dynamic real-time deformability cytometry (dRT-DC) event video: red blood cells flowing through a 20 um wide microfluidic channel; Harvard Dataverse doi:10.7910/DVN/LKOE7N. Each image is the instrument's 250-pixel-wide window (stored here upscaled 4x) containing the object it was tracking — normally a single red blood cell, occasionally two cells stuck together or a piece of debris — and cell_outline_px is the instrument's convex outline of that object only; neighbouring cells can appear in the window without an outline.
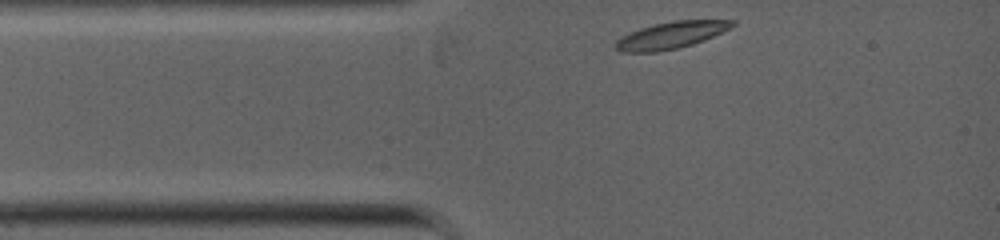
{"species": "common noctule bat (a hibernating species)", "species_latin": "Nyctalus noctula", "temperature_condition": "warm", "stored_images_in_passage": 54, "camera_frame_rate_fps": 5000, "um_per_image_px": 0.085, "animal": {"sex": "female", "body_mass_g": 19.0, "forearm_length_mm": 53.3}, "frame": {"image": 1, "passage_image": 1, "time_ms": 0.0, "image_size_px": [1000, 240], "cell_outline_px": [[736, 24], [704, 40], [692, 44], [676, 48], [656, 52], [620, 52], [616, 48], [616, 40], [620, 36], [640, 28], [672, 20], [736, 20]], "centroid_in_image_um": [57.0, 2.99], "position_along_channel_um": 28.0, "area_um2": 18.03}}
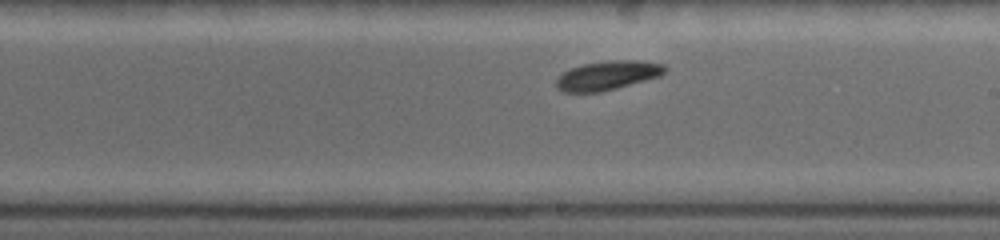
{"frame": {"image": 2, "passage_image": 31, "time_ms": 4.6, "image_size_px": [1000, 240], "cell_outline_px": [[668, 68], [660, 76], [616, 88], [600, 92], [564, 92], [556, 88], [556, 80], [564, 72], [572, 68], [584, 64], [608, 60], [640, 60], [664, 64]], "centroid_in_image_um": [51.67, 6.4], "position_along_channel_um": 237.3, "area_um2": 18.32}}
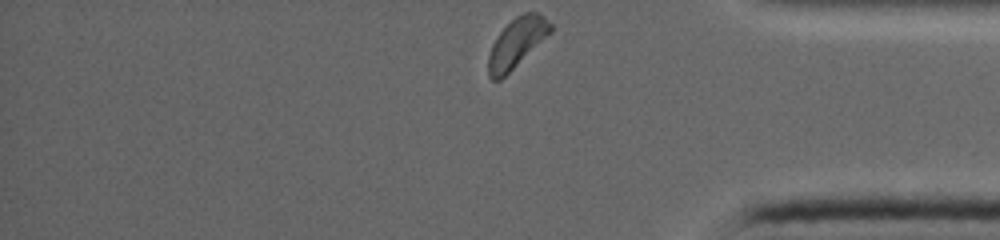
{"frame": {"image": 3, "passage_image": 53, "time_ms": 8.0, "image_size_px": [1000, 240], "cell_outline_px": [[552, 32], [500, 80], [492, 80], [488, 76], [488, 56], [492, 44], [496, 36], [516, 16], [524, 12], [540, 12], [552, 24]], "centroid_in_image_um": [43.93, 3.62], "position_along_channel_um": 391.3, "area_um2": 17.8}}